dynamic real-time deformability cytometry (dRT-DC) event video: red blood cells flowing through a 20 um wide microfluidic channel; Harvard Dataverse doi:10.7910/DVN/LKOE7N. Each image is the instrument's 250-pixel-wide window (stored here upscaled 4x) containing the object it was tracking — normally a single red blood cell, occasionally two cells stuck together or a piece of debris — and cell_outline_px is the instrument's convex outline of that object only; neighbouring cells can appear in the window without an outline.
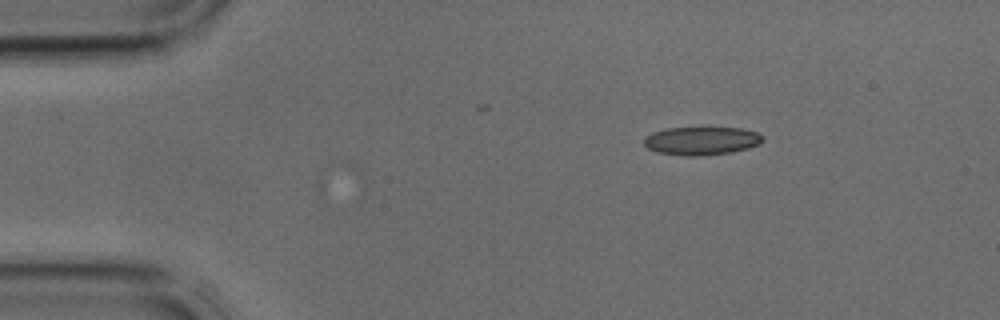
{"species": "common noctule bat (a hibernating species)", "species_latin": "Nyctalus noctula", "temperature_condition": "cold", "stored_images_in_passage": 2, "camera_frame_rate_fps": 3000, "um_per_image_px": 0.085, "animal": {"sex": "male", "body_mass_g": 17.9, "forearm_length_mm": 54.2}, "frame": {"image": 1, "passage_image": 2, "time_ms": 0.333, "image_size_px": [1000, 320], "cell_outline_px": [[764, 140], [760, 144], [748, 148], [732, 152], [700, 156], [684, 156], [656, 152], [648, 148], [644, 144], [644, 136], [652, 132], [668, 128], [740, 128], [760, 132], [764, 136]], "centroid_in_image_um": [59.65, 11.97], "position_along_channel_um": 25.3, "area_um2": 19.77}}